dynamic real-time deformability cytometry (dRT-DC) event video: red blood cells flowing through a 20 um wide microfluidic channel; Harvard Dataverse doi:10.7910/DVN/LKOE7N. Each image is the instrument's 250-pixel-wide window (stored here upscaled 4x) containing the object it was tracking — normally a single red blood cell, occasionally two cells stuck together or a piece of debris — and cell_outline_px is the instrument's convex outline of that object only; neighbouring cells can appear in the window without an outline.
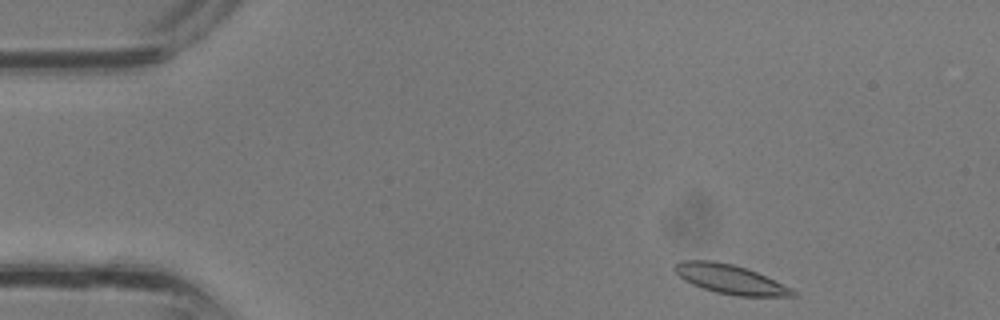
{"species": "common noctule bat (a hibernating species)", "species_latin": "Nyctalus noctula", "temperature_condition": "room temperature", "stored_images_in_passage": 32, "segment_of_instrument_passage": [1, 2], "camera_frame_rate_fps": 3000, "um_per_image_px": 0.085, "animal": {"sex": "male", "body_mass_g": 13.3}, "frame": {"image": 1, "passage_image": 1, "time_ms": 0.0, "image_size_px": [1000, 320], "cell_outline_px": [[796, 296], [736, 296], [716, 292], [692, 284], [684, 280], [672, 268], [680, 260], [712, 260], [732, 264], [748, 268], [792, 288], [796, 292]], "centroid_in_image_um": [62.06, 23.72], "position_along_channel_um": 22.9, "area_um2": 20.06}}
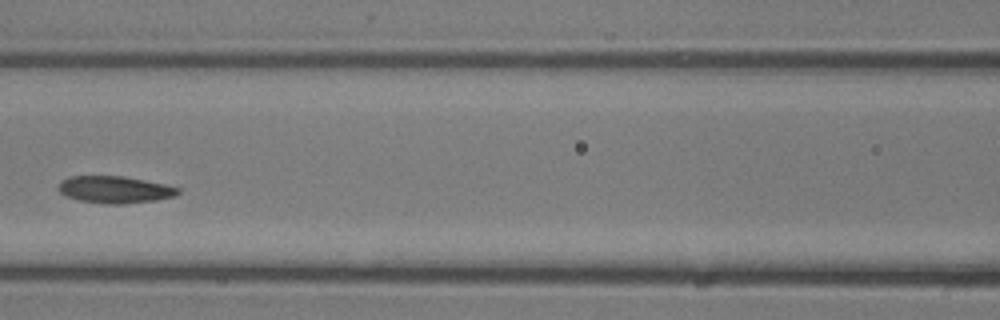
{"frame": {"image": 2, "passage_image": 12, "time_ms": 3.667, "image_size_px": [1000, 320], "cell_outline_px": [[180, 192], [172, 196], [156, 200], [124, 204], [104, 204], [80, 200], [68, 196], [60, 192], [56, 188], [60, 180], [68, 176], [124, 176], [164, 184], [180, 188]], "centroid_in_image_um": [9.71, 16.11], "position_along_channel_um": 156.9, "area_um2": 18.84}}
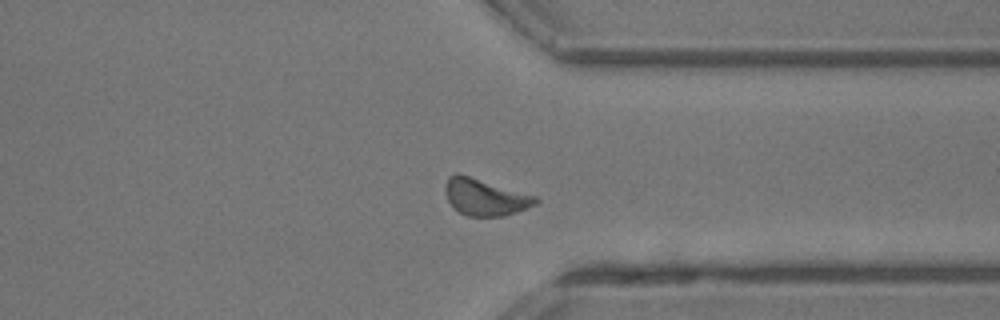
{"frame": {"image": 3, "passage_image": 23, "time_ms": 7.333, "image_size_px": [1000, 320], "cell_outline_px": [[540, 200], [536, 204], [516, 212], [504, 216], [468, 216], [452, 208], [444, 192], [444, 188], [448, 176], [456, 172], [536, 196]], "centroid_in_image_um": [41.19, 16.75], "position_along_channel_um": 370.2, "area_um2": 19.31}}